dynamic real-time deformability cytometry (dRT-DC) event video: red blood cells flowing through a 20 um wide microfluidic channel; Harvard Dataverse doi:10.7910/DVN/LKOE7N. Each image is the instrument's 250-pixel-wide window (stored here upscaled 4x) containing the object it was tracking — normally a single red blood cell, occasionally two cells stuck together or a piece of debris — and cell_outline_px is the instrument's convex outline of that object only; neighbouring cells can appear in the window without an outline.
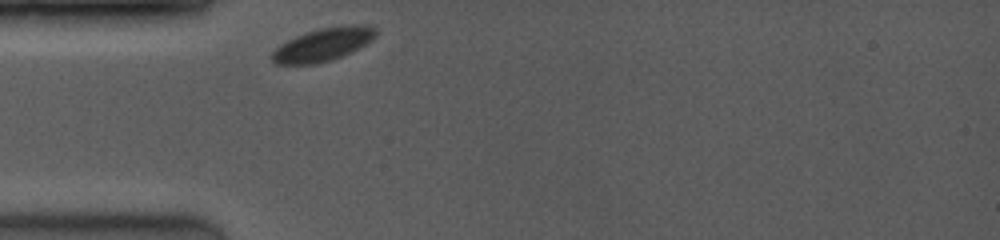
{"species": "common noctule bat (a hibernating species)", "species_latin": "Nyctalus noctula", "temperature_condition": "room temperature", "stored_images_in_passage": 18, "camera_frame_rate_fps": 4000, "um_per_image_px": 0.085, "animal": {"sex": "female", "body_mass_g": 19.0, "forearm_length_mm": 53.3}, "frame": {"image": 1, "passage_image": 1, "time_ms": 0.0, "image_size_px": [1000, 240], "cell_outline_px": [[376, 32], [372, 40], [340, 56], [328, 60], [312, 64], [276, 64], [272, 60], [272, 52], [280, 44], [296, 36], [320, 28], [352, 24], [356, 24], [376, 28]], "centroid_in_image_um": [27.42, 3.77], "position_along_channel_um": 57.6, "area_um2": 19.36}}
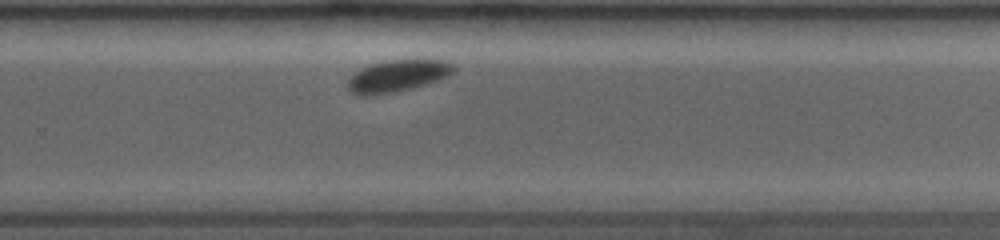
{"frame": {"image": 2, "passage_image": 13, "time_ms": 3.0, "image_size_px": [1000, 240], "cell_outline_px": [[456, 68], [444, 76], [436, 80], [396, 92], [372, 96], [360, 96], [352, 92], [348, 88], [348, 80], [356, 72], [372, 64], [392, 60], [448, 60]], "centroid_in_image_um": [33.75, 6.46], "position_along_channel_um": 296.1, "area_um2": 19.07}}
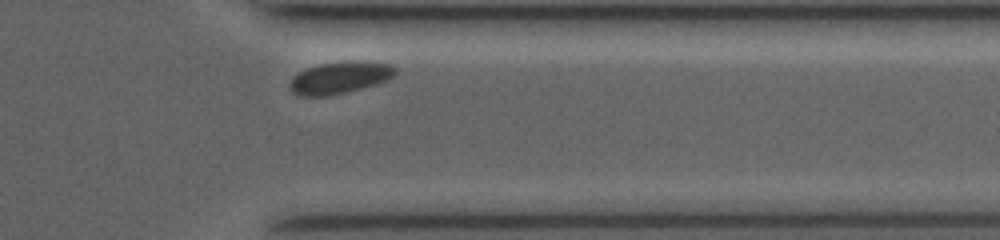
{"frame": {"image": 3, "passage_image": 17, "time_ms": 4.0, "image_size_px": [1000, 240], "cell_outline_px": [[396, 72], [392, 76], [384, 80], [360, 88], [328, 96], [300, 96], [292, 92], [288, 88], [288, 84], [300, 72], [308, 68], [320, 64], [348, 60], [360, 60], [388, 64], [396, 68]], "centroid_in_image_um": [28.84, 6.59], "position_along_channel_um": 382.6, "area_um2": 19.31}}